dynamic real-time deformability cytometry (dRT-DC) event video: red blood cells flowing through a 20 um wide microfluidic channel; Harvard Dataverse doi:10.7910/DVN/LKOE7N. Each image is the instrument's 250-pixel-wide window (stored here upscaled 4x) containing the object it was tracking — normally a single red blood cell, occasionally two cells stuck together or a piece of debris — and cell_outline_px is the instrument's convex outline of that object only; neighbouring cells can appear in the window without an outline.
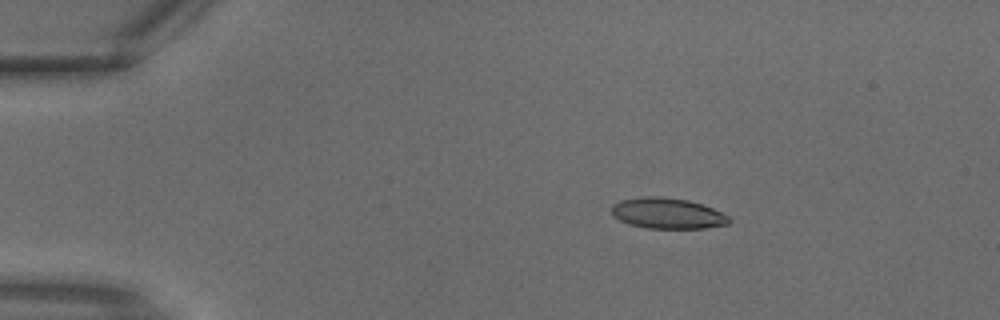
{"species": "common noctule bat (a hibernating species)", "species_latin": "Nyctalus noctula", "temperature_condition": "warm", "stored_images_in_passage": 3, "segment_of_instrument_passage": [1, 2], "camera_frame_rate_fps": 3000, "um_per_image_px": 0.085, "animal": {"sex": "male", "body_mass_g": 18.8}, "frame": {"image": 1, "passage_image": 1, "time_ms": 0.0, "image_size_px": [1000, 320], "cell_outline_px": [[732, 220], [728, 224], [704, 228], [648, 228], [628, 224], [612, 216], [612, 204], [620, 200], [644, 196], [660, 196], [688, 200], [712, 208], [728, 216]], "centroid_in_image_um": [56.7, 18.13], "position_along_channel_um": 28.3, "area_um2": 21.04}}